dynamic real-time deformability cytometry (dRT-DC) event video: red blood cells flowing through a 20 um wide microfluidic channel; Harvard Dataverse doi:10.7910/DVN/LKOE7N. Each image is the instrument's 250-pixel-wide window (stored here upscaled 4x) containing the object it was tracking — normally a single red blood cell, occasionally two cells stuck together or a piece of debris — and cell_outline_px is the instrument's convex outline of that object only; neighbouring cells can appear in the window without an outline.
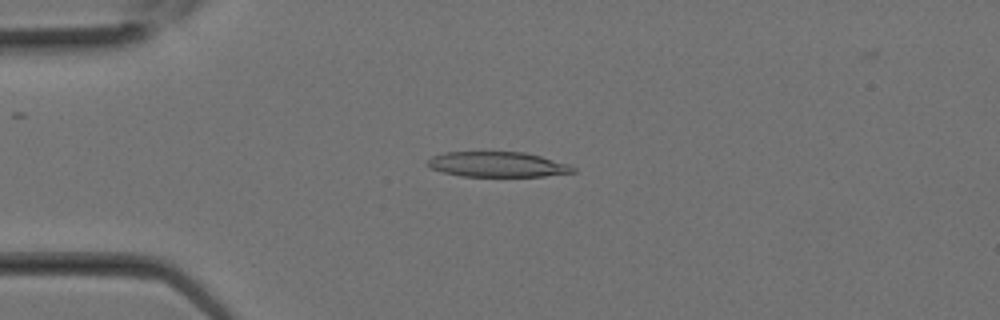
{"species": "Egyptian fruit bat (a non-hibernating species)", "species_latin": "Rousettus aegyptiacus", "temperature_condition": "room temperature", "stored_images_in_passage": 9, "camera_frame_rate_fps": 3000, "um_per_image_px": 0.085, "animal": {"sex": "female"}, "frame": {"image": 1, "passage_image": 6, "time_ms": 1.667, "image_size_px": [1000, 320], "cell_outline_px": [[576, 172], [544, 176], [460, 176], [444, 172], [432, 168], [424, 164], [424, 160], [432, 156], [444, 152], [524, 152], [540, 156], [568, 164], [576, 168]], "centroid_in_image_um": [42.24, 13.97], "position_along_channel_um": 42.8, "area_um2": 21.39}}
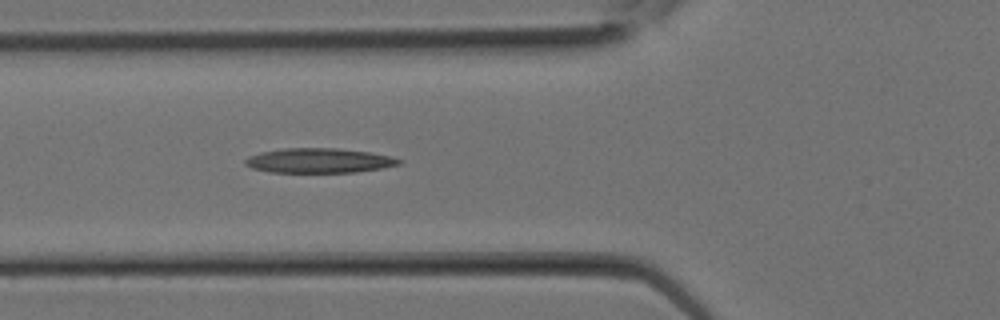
{"frame": {"image": 2, "passage_image": 9, "time_ms": 2.667, "image_size_px": [1000, 320], "cell_outline_px": [[404, 160], [400, 164], [384, 168], [356, 172], [268, 172], [252, 168], [244, 164], [244, 160], [248, 156], [260, 152], [284, 148], [336, 148], [368, 152], [392, 156]], "centroid_in_image_um": [27.12, 13.65], "position_along_channel_um": 98.7, "area_um2": 22.25}}